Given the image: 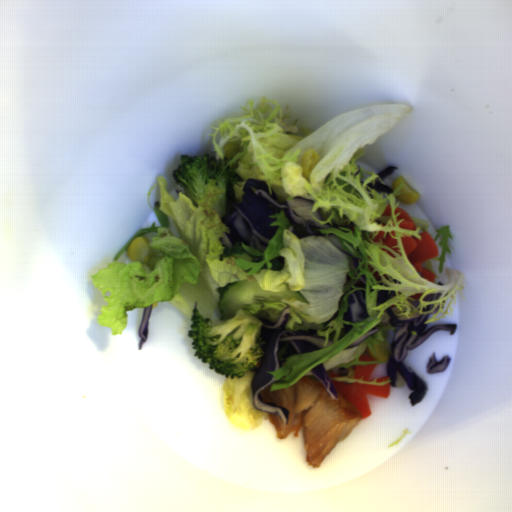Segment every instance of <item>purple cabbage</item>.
<instances>
[{
  "label": "purple cabbage",
  "mask_w": 512,
  "mask_h": 512,
  "mask_svg": "<svg viewBox=\"0 0 512 512\" xmlns=\"http://www.w3.org/2000/svg\"><path fill=\"white\" fill-rule=\"evenodd\" d=\"M357 282H358V284L363 285V286L366 285V283H367L366 278H365L364 275H361L359 277V279L357 280Z\"/></svg>",
  "instance_id": "61c92939"
},
{
  "label": "purple cabbage",
  "mask_w": 512,
  "mask_h": 512,
  "mask_svg": "<svg viewBox=\"0 0 512 512\" xmlns=\"http://www.w3.org/2000/svg\"><path fill=\"white\" fill-rule=\"evenodd\" d=\"M396 169H398V166H387L384 169H382L379 173H377V176H379L380 180L384 181L385 179L393 175Z\"/></svg>",
  "instance_id": "7bc51332"
},
{
  "label": "purple cabbage",
  "mask_w": 512,
  "mask_h": 512,
  "mask_svg": "<svg viewBox=\"0 0 512 512\" xmlns=\"http://www.w3.org/2000/svg\"><path fill=\"white\" fill-rule=\"evenodd\" d=\"M242 189L240 202L229 203L221 220L229 229L219 237L224 247L231 248L242 242L263 253L279 228L278 225H270L277 219L269 215L280 211H284L294 236L299 239L321 236L318 230L338 229L335 223H320L310 213L315 206L313 201L300 196L281 202L272 188L270 193L267 181L250 178Z\"/></svg>",
  "instance_id": "c1f60e8f"
},
{
  "label": "purple cabbage",
  "mask_w": 512,
  "mask_h": 512,
  "mask_svg": "<svg viewBox=\"0 0 512 512\" xmlns=\"http://www.w3.org/2000/svg\"><path fill=\"white\" fill-rule=\"evenodd\" d=\"M369 313L366 308V291L356 290L348 296L347 309L343 313V320L350 323L362 322Z\"/></svg>",
  "instance_id": "39781b68"
},
{
  "label": "purple cabbage",
  "mask_w": 512,
  "mask_h": 512,
  "mask_svg": "<svg viewBox=\"0 0 512 512\" xmlns=\"http://www.w3.org/2000/svg\"><path fill=\"white\" fill-rule=\"evenodd\" d=\"M441 293L440 292H435V293H432V294H428L426 297H424V301H436L439 299Z\"/></svg>",
  "instance_id": "7f2bcce9"
},
{
  "label": "purple cabbage",
  "mask_w": 512,
  "mask_h": 512,
  "mask_svg": "<svg viewBox=\"0 0 512 512\" xmlns=\"http://www.w3.org/2000/svg\"><path fill=\"white\" fill-rule=\"evenodd\" d=\"M396 293L392 290H377L376 293V304L377 306H381L390 299H392Z\"/></svg>",
  "instance_id": "38c2f254"
},
{
  "label": "purple cabbage",
  "mask_w": 512,
  "mask_h": 512,
  "mask_svg": "<svg viewBox=\"0 0 512 512\" xmlns=\"http://www.w3.org/2000/svg\"><path fill=\"white\" fill-rule=\"evenodd\" d=\"M378 328L377 329H372V330H368L367 332H365L363 335H361L360 337H358L355 341H353L350 345L347 346V348H351V347H356L357 345H359L360 343H362L365 339H367L368 337H370L371 335L375 334L376 332H378ZM346 348V349H347Z\"/></svg>",
  "instance_id": "45c4457a"
},
{
  "label": "purple cabbage",
  "mask_w": 512,
  "mask_h": 512,
  "mask_svg": "<svg viewBox=\"0 0 512 512\" xmlns=\"http://www.w3.org/2000/svg\"><path fill=\"white\" fill-rule=\"evenodd\" d=\"M438 310L437 307L429 314L415 312L411 317L397 316L390 306L385 311L388 314V325L398 327L388 350L386 373L390 378V387L401 388L404 385L408 387L410 394L407 399L411 406H416L425 398L428 386L406 366L404 361L407 359L408 351L414 350L436 331L448 332L452 336L457 329V323L436 324L428 327L425 322Z\"/></svg>",
  "instance_id": "f65ffa83"
},
{
  "label": "purple cabbage",
  "mask_w": 512,
  "mask_h": 512,
  "mask_svg": "<svg viewBox=\"0 0 512 512\" xmlns=\"http://www.w3.org/2000/svg\"><path fill=\"white\" fill-rule=\"evenodd\" d=\"M152 307L153 304H150L146 307H144L139 325H138V335L141 339L138 343V349H142L143 345L148 341L149 339V329H150V317L152 313Z\"/></svg>",
  "instance_id": "9ea6ddef"
},
{
  "label": "purple cabbage",
  "mask_w": 512,
  "mask_h": 512,
  "mask_svg": "<svg viewBox=\"0 0 512 512\" xmlns=\"http://www.w3.org/2000/svg\"><path fill=\"white\" fill-rule=\"evenodd\" d=\"M451 362H452L451 357H449L446 354L442 355V360H437L436 353L434 352L433 354H431L429 356L426 371L428 374H432V375L433 374H441L449 368Z\"/></svg>",
  "instance_id": "06f8d472"
},
{
  "label": "purple cabbage",
  "mask_w": 512,
  "mask_h": 512,
  "mask_svg": "<svg viewBox=\"0 0 512 512\" xmlns=\"http://www.w3.org/2000/svg\"><path fill=\"white\" fill-rule=\"evenodd\" d=\"M290 304L283 308L276 321L260 320V338L265 345L261 358L249 369L253 372L250 388L253 407L266 413L279 414L283 424L289 423V409L262 401L260 390L275 382L273 374H267L286 365L293 355L305 354L333 344V339L319 336L316 330H287L286 321L291 315Z\"/></svg>",
  "instance_id": "ea28d5fd"
},
{
  "label": "purple cabbage",
  "mask_w": 512,
  "mask_h": 512,
  "mask_svg": "<svg viewBox=\"0 0 512 512\" xmlns=\"http://www.w3.org/2000/svg\"><path fill=\"white\" fill-rule=\"evenodd\" d=\"M311 371L319 379L320 383L323 385L329 396L333 400L337 399L336 389L323 363L320 362L314 368H312Z\"/></svg>",
  "instance_id": "8b30caba"
},
{
  "label": "purple cabbage",
  "mask_w": 512,
  "mask_h": 512,
  "mask_svg": "<svg viewBox=\"0 0 512 512\" xmlns=\"http://www.w3.org/2000/svg\"><path fill=\"white\" fill-rule=\"evenodd\" d=\"M368 187L372 190H376L377 192H385L386 194L387 193H391L393 192V188L392 186L388 185V184H383L380 180H376L375 183H368L367 184Z\"/></svg>",
  "instance_id": "4d1481cc"
},
{
  "label": "purple cabbage",
  "mask_w": 512,
  "mask_h": 512,
  "mask_svg": "<svg viewBox=\"0 0 512 512\" xmlns=\"http://www.w3.org/2000/svg\"><path fill=\"white\" fill-rule=\"evenodd\" d=\"M333 374L338 375V377L347 376L349 369L347 367H340V368H332L331 370Z\"/></svg>",
  "instance_id": "ad9c8063"
},
{
  "label": "purple cabbage",
  "mask_w": 512,
  "mask_h": 512,
  "mask_svg": "<svg viewBox=\"0 0 512 512\" xmlns=\"http://www.w3.org/2000/svg\"><path fill=\"white\" fill-rule=\"evenodd\" d=\"M327 239L337 248L339 249L340 251H342L344 254H346L347 256L350 257V268L354 271L358 268V258H356L355 256H353L352 254H350L349 252H347L346 250L343 249L342 247V244L340 242V240L334 235V234H329Z\"/></svg>",
  "instance_id": "9cd0cae8"
},
{
  "label": "purple cabbage",
  "mask_w": 512,
  "mask_h": 512,
  "mask_svg": "<svg viewBox=\"0 0 512 512\" xmlns=\"http://www.w3.org/2000/svg\"><path fill=\"white\" fill-rule=\"evenodd\" d=\"M431 309H433V305L432 304L431 305H427L424 308H422V312H425V311H428V310H431Z\"/></svg>",
  "instance_id": "c7479f85"
}]
</instances>
